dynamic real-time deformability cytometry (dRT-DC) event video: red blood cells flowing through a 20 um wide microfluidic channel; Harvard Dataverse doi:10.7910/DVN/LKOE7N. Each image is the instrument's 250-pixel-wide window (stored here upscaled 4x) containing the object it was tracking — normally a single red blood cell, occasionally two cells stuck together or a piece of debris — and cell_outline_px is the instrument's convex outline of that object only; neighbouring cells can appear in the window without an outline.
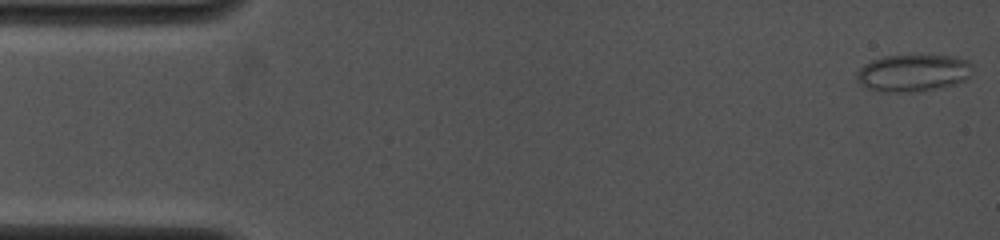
{"species": "common noctule bat (a hibernating species)", "species_latin": "Nyctalus noctula", "temperature_condition": "cold", "stored_images_in_passage": 34, "camera_frame_rate_fps": 4000, "um_per_image_px": 0.085, "animal": {"sex": "female", "body_mass_g": 19.0, "forearm_length_mm": 53.3}, "frame": {"image": 1, "passage_image": 1, "time_ms": 0.0, "image_size_px": [1000, 240], "cell_outline_px": [[972, 76], [956, 84], [940, 88], [920, 92], [884, 92], [868, 88], [860, 84], [856, 80], [856, 72], [864, 64], [872, 60], [884, 56], [912, 52], [924, 52], [952, 56], [968, 60], [972, 64]], "centroid_in_image_um": [77.65, 6.15], "position_along_channel_um": 7.4, "area_um2": 26.47}}
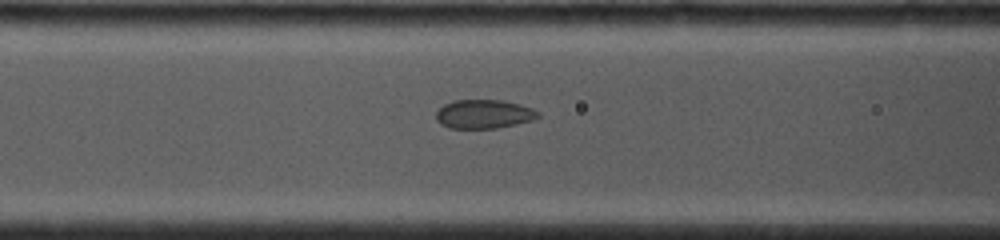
{"frame": {"image": 2, "passage_image": 14, "time_ms": 6.0, "image_size_px": [1000, 240], "cell_outline_px": [[540, 116], [532, 120], [516, 124], [496, 128], [448, 128], [440, 124], [436, 120], [436, 112], [444, 104], [452, 100], [504, 100], [520, 104], [532, 108], [540, 112]], "centroid_in_image_um": [41.12, 9.69], "position_along_channel_um": 125.5, "area_um2": 17.28}}
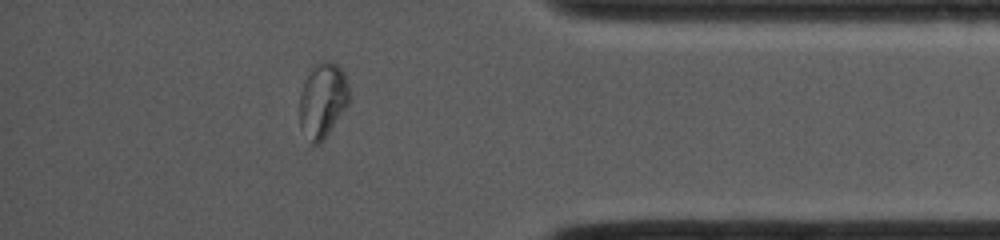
{"frame": {"image": 3, "passage_image": 29, "time_ms": 13.25, "image_size_px": [1000, 240], "cell_outline_px": [[348, 104], [324, 140], [320, 144], [312, 144], [300, 128], [300, 92], [316, 60], [332, 60], [344, 72], [348, 84]], "centroid_in_image_um": [27.42, 8.51], "position_along_channel_um": 407.8, "area_um2": 21.68}}